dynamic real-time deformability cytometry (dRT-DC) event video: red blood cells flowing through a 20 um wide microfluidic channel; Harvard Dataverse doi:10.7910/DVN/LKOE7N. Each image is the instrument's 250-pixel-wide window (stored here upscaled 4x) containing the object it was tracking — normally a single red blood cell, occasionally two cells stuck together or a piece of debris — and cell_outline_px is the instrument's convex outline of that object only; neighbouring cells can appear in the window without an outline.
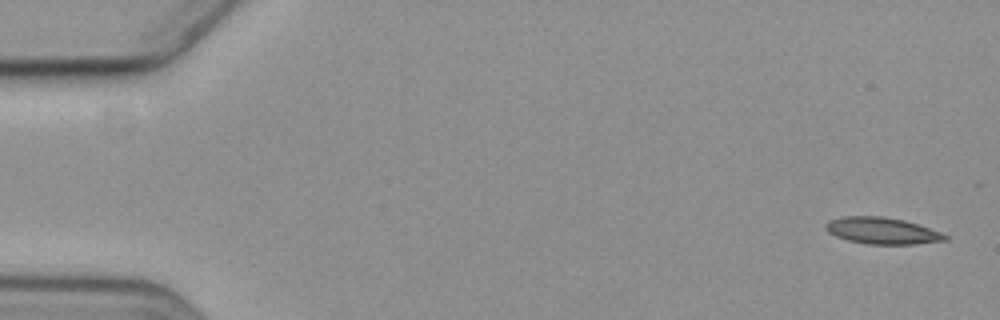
{"species": "common noctule bat (a hibernating species)", "species_latin": "Nyctalus noctula", "temperature_condition": "cold", "stored_images_in_passage": 4, "camera_frame_rate_fps": 3000, "um_per_image_px": 0.085, "animal": {"sex": "female", "body_mass_g": 19.3, "forearm_length_mm": 54.1}, "frame": {"image": 1, "passage_image": 1, "time_ms": 0.0, "image_size_px": [1000, 320], "cell_outline_px": [[948, 240], [916, 244], [868, 244], [848, 240], [836, 236], [828, 232], [824, 228], [824, 224], [828, 220], [844, 216], [884, 216], [904, 220], [940, 232], [948, 236]], "centroid_in_image_um": [74.94, 19.61], "position_along_channel_um": 10.1, "area_um2": 18.5}}